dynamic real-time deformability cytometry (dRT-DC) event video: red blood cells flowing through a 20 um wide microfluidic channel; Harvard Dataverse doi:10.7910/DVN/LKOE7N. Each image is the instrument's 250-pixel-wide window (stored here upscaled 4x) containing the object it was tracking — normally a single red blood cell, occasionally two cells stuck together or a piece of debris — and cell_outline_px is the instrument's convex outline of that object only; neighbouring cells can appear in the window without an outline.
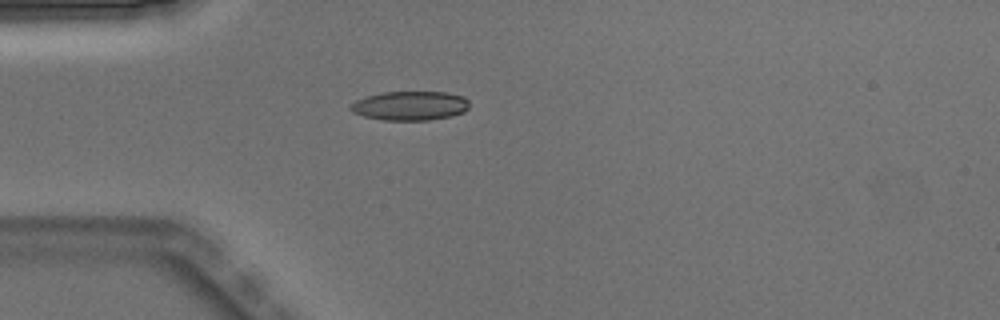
{"species": "Egyptian fruit bat (a non-hibernating species)", "species_latin": "Rousettus aegyptiacus", "temperature_condition": "warm", "stored_images_in_passage": 3, "camera_frame_rate_fps": 3000, "um_per_image_px": 0.085, "animal": {"sex": "male"}, "frame": {"image": 1, "passage_image": 3, "time_ms": 0.667, "image_size_px": [1000, 320], "cell_outline_px": [[468, 108], [464, 112], [452, 116], [428, 120], [384, 120], [364, 116], [352, 112], [352, 104], [356, 100], [368, 96], [384, 92], [444, 92], [464, 96], [468, 100]], "centroid_in_image_um": [34.9, 8.99], "position_along_channel_um": 50.1, "area_um2": 20.0}}